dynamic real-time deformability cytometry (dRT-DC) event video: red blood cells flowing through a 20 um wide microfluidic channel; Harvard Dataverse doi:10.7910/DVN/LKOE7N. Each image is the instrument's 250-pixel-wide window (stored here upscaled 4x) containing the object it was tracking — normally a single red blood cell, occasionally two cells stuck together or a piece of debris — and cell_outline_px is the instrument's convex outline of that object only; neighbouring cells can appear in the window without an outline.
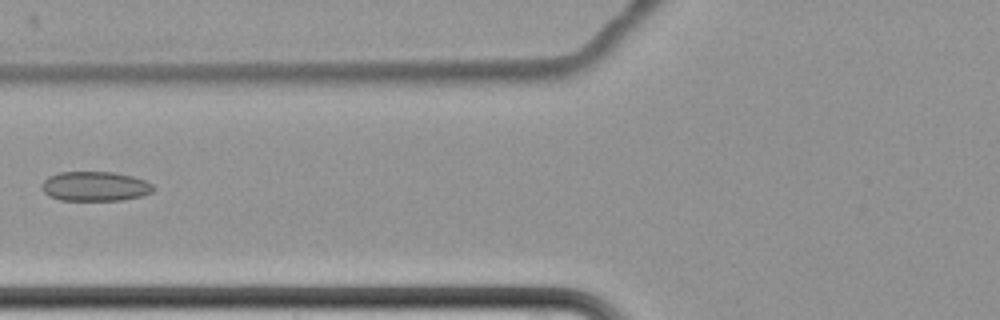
{"species": "common noctule bat (a hibernating species)", "species_latin": "Nyctalus noctula", "temperature_condition": "cold", "stored_images_in_passage": 9, "camera_frame_rate_fps": 3000, "um_per_image_px": 0.085, "animal": {"sex": "female", "body_mass_g": 22.7, "forearm_length_mm": 54.2}, "frame": {"image": 1, "passage_image": 7, "time_ms": 8.333, "image_size_px": [1000, 320], "cell_outline_px": [[156, 188], [152, 192], [140, 196], [124, 200], [60, 200], [48, 196], [40, 188], [44, 180], [48, 176], [60, 172], [116, 172], [132, 176], [144, 180], [152, 184]], "centroid_in_image_um": [8.07, 15.83], "position_along_channel_um": 117.7, "area_um2": 19.36}}
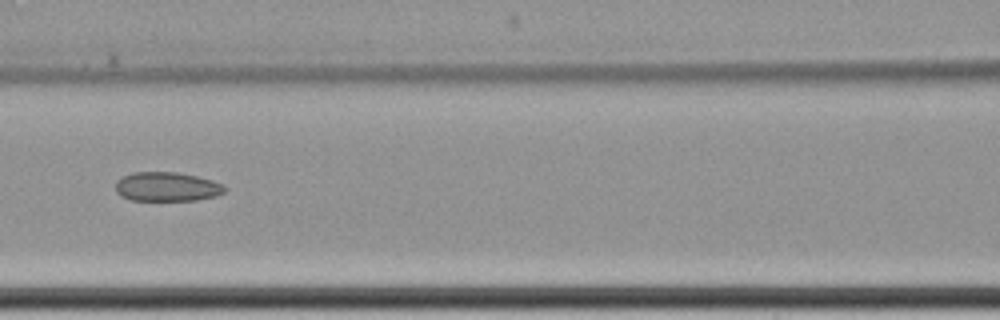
{"frame": {"image": 2, "passage_image": 8, "time_ms": 9.333, "image_size_px": [1000, 320], "cell_outline_px": [[228, 188], [224, 192], [216, 196], [196, 200], [132, 200], [120, 196], [116, 192], [116, 180], [132, 172], [176, 172], [196, 176], [212, 180], [224, 184]], "centroid_in_image_um": [14.2, 15.87], "position_along_channel_um": 152.4, "area_um2": 18.67}}
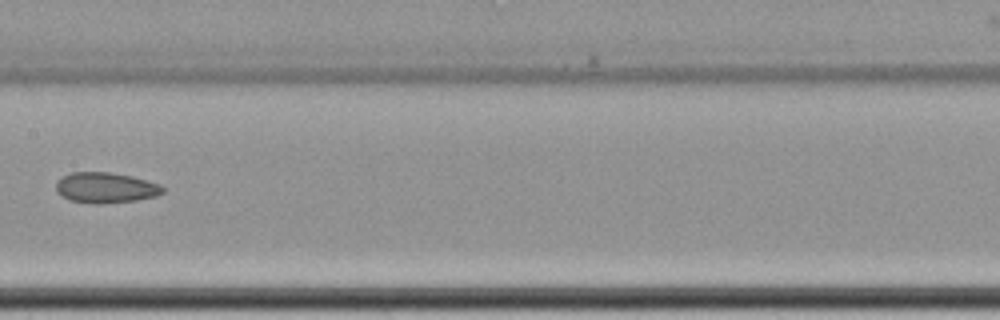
{"frame": {"image": 3, "passage_image": 9, "time_ms": 10.667, "image_size_px": [1000, 320], "cell_outline_px": [[164, 192], [156, 196], [136, 200], [100, 204], [96, 204], [72, 200], [56, 192], [56, 184], [64, 176], [72, 172], [108, 172], [132, 176], [160, 184], [164, 188]], "centroid_in_image_um": [9.02, 15.95], "position_along_channel_um": 198.4, "area_um2": 18.79}}